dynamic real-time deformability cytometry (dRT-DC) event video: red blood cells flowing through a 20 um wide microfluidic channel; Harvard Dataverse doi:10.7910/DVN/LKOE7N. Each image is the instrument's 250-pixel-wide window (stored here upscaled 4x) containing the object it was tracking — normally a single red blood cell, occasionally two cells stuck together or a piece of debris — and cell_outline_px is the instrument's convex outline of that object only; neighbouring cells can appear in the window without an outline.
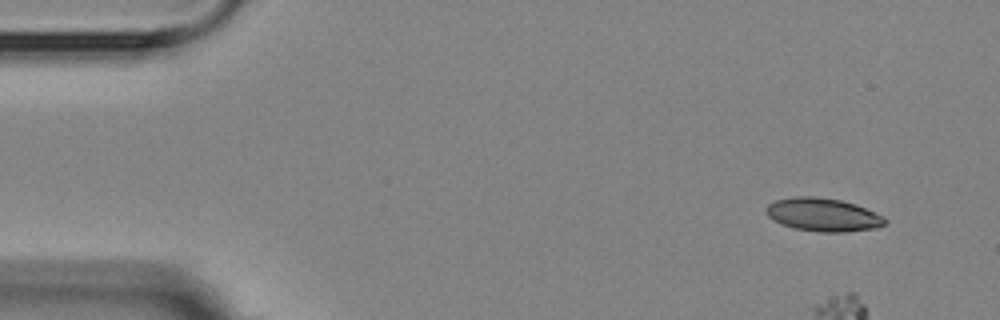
{"species": "Egyptian fruit bat (a non-hibernating species)", "species_latin": "Rousettus aegyptiacus", "temperature_condition": "room temperature", "stored_images_in_passage": 2, "camera_frame_rate_fps": 3000, "um_per_image_px": 0.085, "animal": {"sex": "female"}, "frame": {"image": 1, "passage_image": 2, "time_ms": 2.0, "image_size_px": [1000, 320], "cell_outline_px": [[888, 220], [884, 224], [876, 228], [844, 232], [820, 232], [796, 228], [784, 224], [768, 216], [764, 208], [768, 204], [776, 200], [792, 196], [816, 196], [840, 200], [856, 204], [884, 216]], "centroid_in_image_um": [69.98, 18.24], "position_along_channel_um": 15.0, "area_um2": 22.95}}